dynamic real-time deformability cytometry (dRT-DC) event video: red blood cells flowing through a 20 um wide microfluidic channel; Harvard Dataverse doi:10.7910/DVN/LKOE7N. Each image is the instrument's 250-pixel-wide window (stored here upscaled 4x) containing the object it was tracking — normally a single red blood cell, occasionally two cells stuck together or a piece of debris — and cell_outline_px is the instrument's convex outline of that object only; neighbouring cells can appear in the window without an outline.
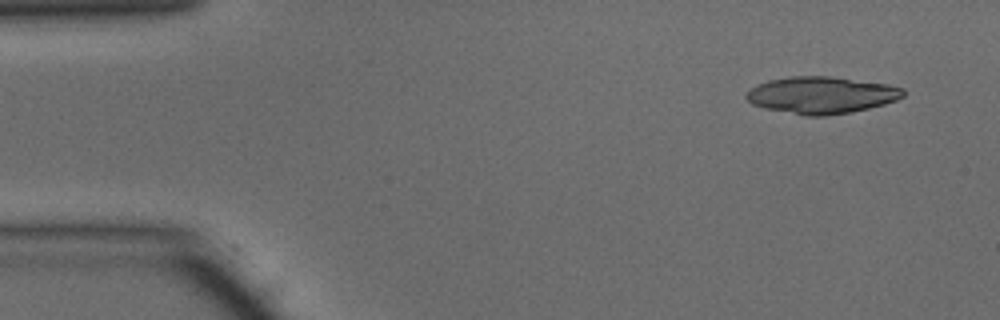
{"species": "common noctule bat (a hibernating species)", "species_latin": "Nyctalus noctula", "temperature_condition": "warm", "stored_images_in_passage": 45, "camera_frame_rate_fps": 3000, "um_per_image_px": 0.085, "animal": {"sex": "male", "body_mass_g": 15.6}, "frame": {"image": 1, "passage_image": 1, "time_ms": 0.0, "image_size_px": [1000, 320], "cell_outline_px": [[904, 96], [896, 100], [884, 104], [852, 112], [824, 116], [804, 116], [764, 108], [752, 104], [744, 96], [756, 84], [768, 80], [788, 76], [832, 76], [888, 84], [904, 88]], "centroid_in_image_um": [69.81, 8.08], "position_along_channel_um": 15.2, "area_um2": 33.99}}